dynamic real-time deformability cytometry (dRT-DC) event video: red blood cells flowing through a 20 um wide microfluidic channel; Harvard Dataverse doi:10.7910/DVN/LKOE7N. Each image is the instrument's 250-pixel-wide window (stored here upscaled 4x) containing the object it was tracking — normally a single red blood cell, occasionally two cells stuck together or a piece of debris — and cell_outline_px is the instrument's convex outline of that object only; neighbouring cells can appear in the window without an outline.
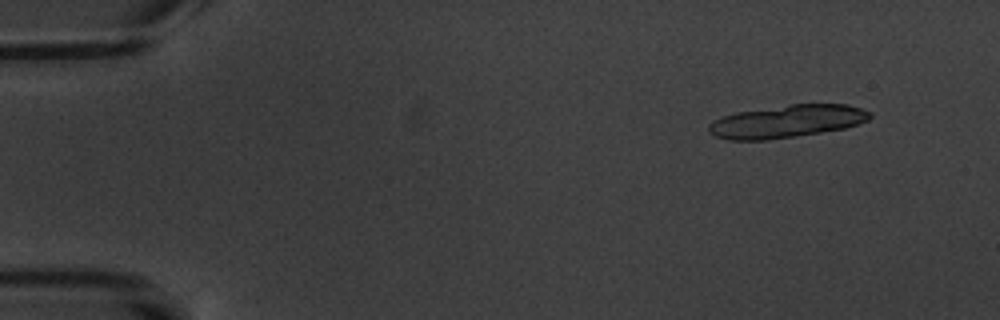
{"species": "common noctule bat (a hibernating species)", "species_latin": "Nyctalus noctula", "temperature_condition": "warm", "stored_images_in_passage": 4, "camera_frame_rate_fps": 3000, "um_per_image_px": 0.085, "animal": {"sex": "male", "body_mass_g": 20.1, "forearm_length_mm": 53.5}, "frame": {"image": 1, "passage_image": 1, "time_ms": 0.0, "image_size_px": [1000, 320], "cell_outline_px": [[872, 116], [868, 120], [860, 124], [844, 128], [820, 132], [768, 140], [728, 140], [716, 136], [708, 132], [708, 124], [712, 120], [736, 112], [792, 104], [848, 104], [872, 112]], "centroid_in_image_um": [66.89, 10.31], "position_along_channel_um": 18.1, "area_um2": 30.69}}